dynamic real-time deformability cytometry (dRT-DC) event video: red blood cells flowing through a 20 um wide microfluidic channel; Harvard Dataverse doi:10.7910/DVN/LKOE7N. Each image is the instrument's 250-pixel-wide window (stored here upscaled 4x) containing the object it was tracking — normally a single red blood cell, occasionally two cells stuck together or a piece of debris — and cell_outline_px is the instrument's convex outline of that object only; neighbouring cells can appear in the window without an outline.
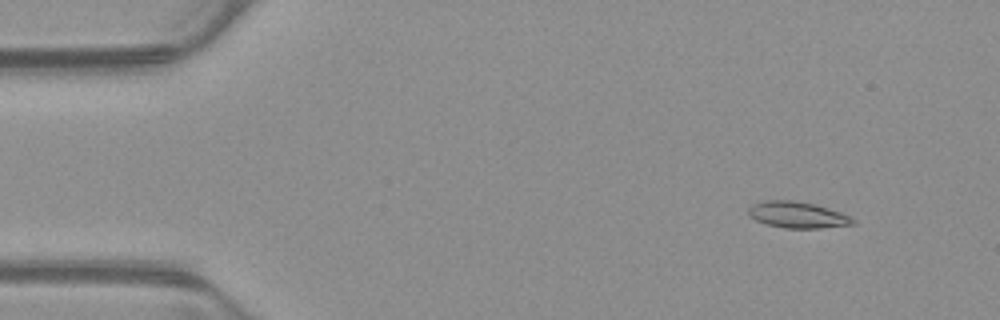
{"species": "common noctule bat (a hibernating species)", "species_latin": "Nyctalus noctula", "temperature_condition": "warm", "stored_images_in_passage": 51, "camera_frame_rate_fps": 3000, "um_per_image_px": 0.085, "animal": {"sex": "male", "body_mass_g": 23.1, "forearm_length_mm": 52.7}, "frame": {"image": 1, "passage_image": 3, "time_ms": 0.667, "image_size_px": [1000, 320], "cell_outline_px": [[856, 224], [820, 228], [784, 228], [764, 224], [748, 216], [748, 208], [752, 204], [764, 200], [792, 200], [812, 204], [828, 208], [840, 212], [856, 220]], "centroid_in_image_um": [67.74, 18.27], "position_along_channel_um": 17.3, "area_um2": 16.07}}
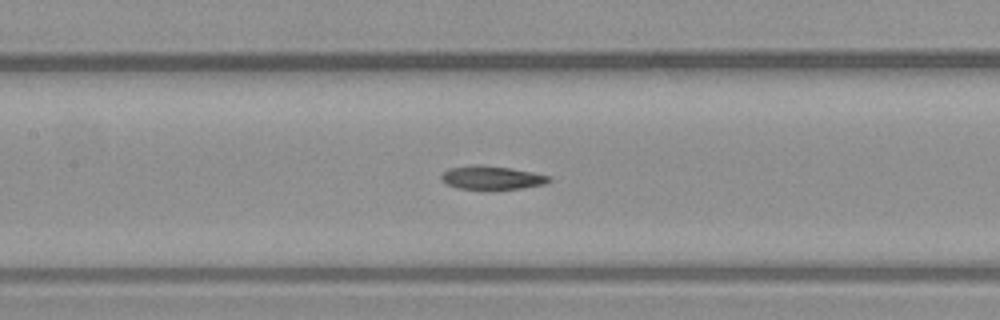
{"frame": {"image": 2, "passage_image": 22, "time_ms": 7.0, "image_size_px": [1000, 320], "cell_outline_px": [[552, 180], [544, 184], [520, 188], [484, 192], [456, 188], [444, 184], [440, 180], [440, 176], [448, 168], [472, 164], [480, 164], [512, 168], [552, 176]], "centroid_in_image_um": [41.74, 15.13], "position_along_channel_um": 165.7, "area_um2": 15.72}}
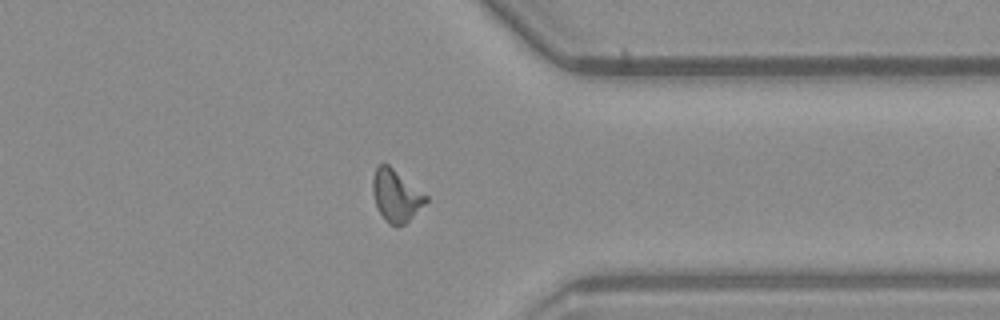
{"frame": {"image": 3, "passage_image": 39, "time_ms": 12.667, "image_size_px": [1000, 320], "cell_outline_px": [[428, 200], [404, 224], [396, 228], [388, 224], [384, 220], [376, 204], [372, 192], [372, 176], [376, 164], [388, 164], [428, 196]], "centroid_in_image_um": [33.63, 16.62], "position_along_channel_um": 377.8, "area_um2": 16.13}, "authors_computed_cell_mechanics": {"area_um2": 15.4904, "velocity_mm_per_s": 3.8806, "shape_relaxation_time_tau1_ms": null, "shape_relaxation_time_tau2_ms": 6.1943, "deformation_change_tau1": null, "deformation_change_tau2": 0.1433}}